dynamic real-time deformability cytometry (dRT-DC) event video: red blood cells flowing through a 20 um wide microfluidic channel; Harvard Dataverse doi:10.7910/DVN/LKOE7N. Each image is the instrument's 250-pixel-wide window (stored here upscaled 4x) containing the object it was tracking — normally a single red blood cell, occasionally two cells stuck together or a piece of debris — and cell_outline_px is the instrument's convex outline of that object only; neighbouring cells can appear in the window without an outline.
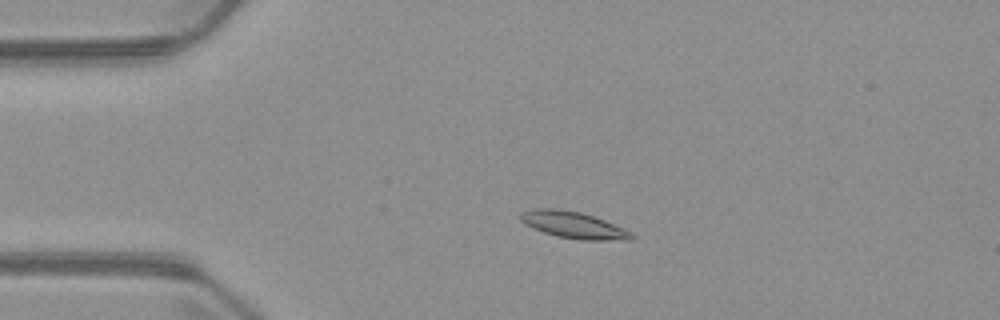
{"species": "common noctule bat (a hibernating species)", "species_latin": "Nyctalus noctula", "temperature_condition": "warm", "stored_images_in_passage": 4, "camera_frame_rate_fps": 3000, "um_per_image_px": 0.085, "animal": {"sex": "male", "body_mass_g": 23.1, "forearm_length_mm": 52.7}, "frame": {"image": 1, "passage_image": 3, "time_ms": 2.333, "image_size_px": [1000, 320], "cell_outline_px": [[636, 240], [580, 240], [556, 236], [544, 232], [520, 220], [520, 212], [532, 208], [556, 208], [580, 212], [604, 220], [632, 232], [636, 236]], "centroid_in_image_um": [48.79, 19.13], "position_along_channel_um": 36.2, "area_um2": 17.22}}
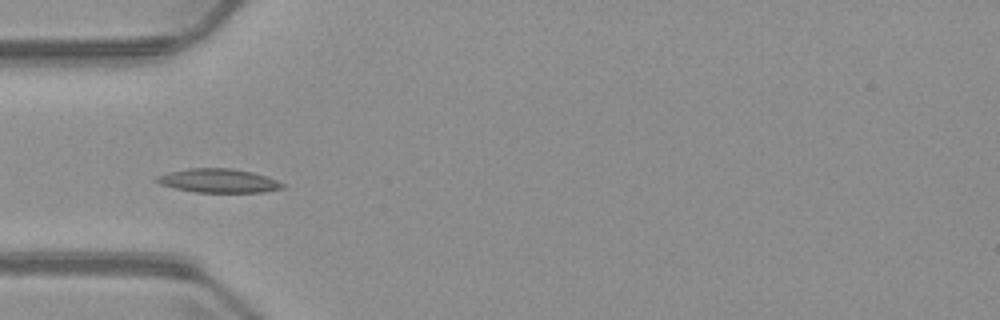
{"frame": {"image": 2, "passage_image": 4, "time_ms": 4.0, "image_size_px": [1000, 320], "cell_outline_px": [[284, 188], [264, 192], [196, 192], [176, 188], [160, 184], [152, 180], [156, 176], [168, 172], [188, 168], [232, 168], [252, 172], [276, 180], [284, 184]], "centroid_in_image_um": [18.53, 15.35], "position_along_channel_um": 66.5, "area_um2": 17.46}}